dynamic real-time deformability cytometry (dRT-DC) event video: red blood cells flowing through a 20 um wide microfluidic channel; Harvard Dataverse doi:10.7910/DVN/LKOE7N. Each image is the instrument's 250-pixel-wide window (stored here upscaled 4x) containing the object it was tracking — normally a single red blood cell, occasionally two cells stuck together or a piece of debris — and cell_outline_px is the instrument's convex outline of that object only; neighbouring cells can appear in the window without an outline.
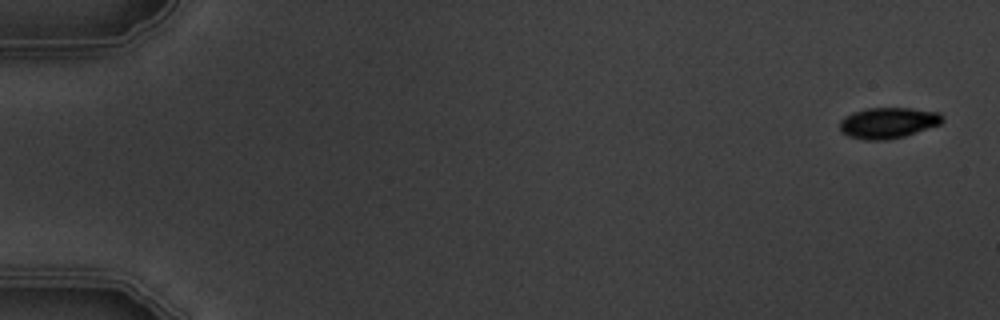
{"species": "common noctule bat (a hibernating species)", "species_latin": "Nyctalus noctula", "temperature_condition": "warm", "stored_images_in_passage": 6, "camera_frame_rate_fps": 3000, "um_per_image_px": 0.085, "animal": {"sex": "male", "body_mass_g": 19.5, "forearm_length_mm": 54.6}, "frame": {"image": 1, "passage_image": 1, "time_ms": 0.0, "image_size_px": [1000, 320], "cell_outline_px": [[944, 120], [940, 124], [904, 136], [884, 140], [864, 140], [848, 136], [840, 132], [840, 120], [844, 116], [852, 112], [868, 108], [912, 108], [940, 112], [944, 116]], "centroid_in_image_um": [75.47, 10.43], "position_along_channel_um": 9.5, "area_um2": 18.61}}
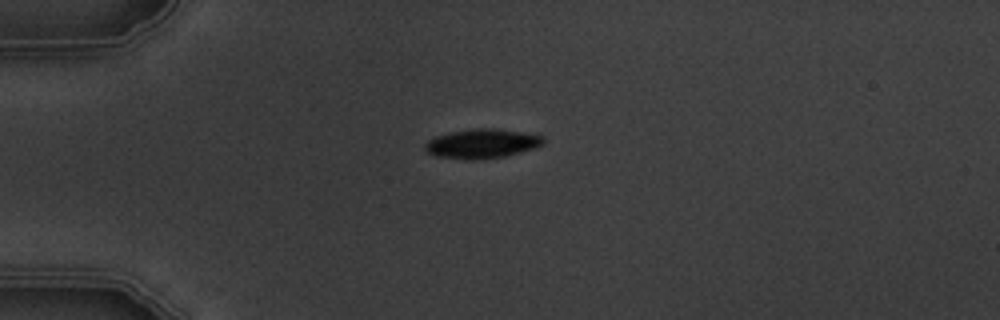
{"frame": {"image": 2, "passage_image": 4, "time_ms": 4.333, "image_size_px": [1000, 320], "cell_outline_px": [[544, 144], [520, 152], [504, 156], [480, 160], [468, 160], [436, 156], [428, 152], [424, 148], [424, 144], [428, 140], [436, 136], [452, 132], [480, 128], [496, 128], [520, 132], [540, 136], [544, 140]], "centroid_in_image_um": [40.92, 12.22], "position_along_channel_um": 44.1, "area_um2": 19.94}}
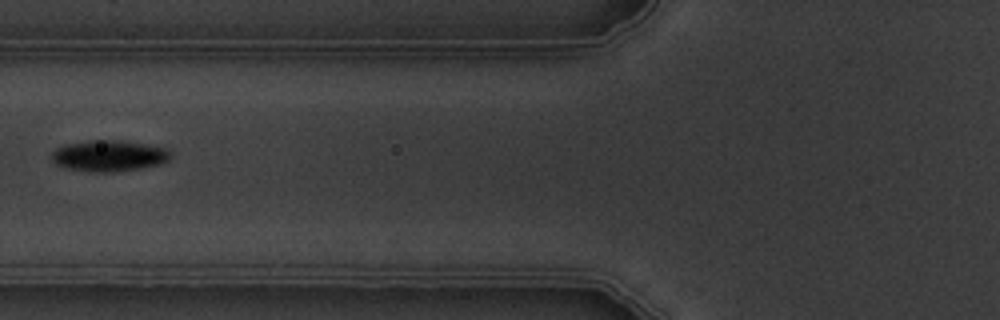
{"frame": {"image": 3, "passage_image": 6, "time_ms": 7.0, "image_size_px": [1000, 320], "cell_outline_px": [[172, 156], [168, 160], [160, 164], [140, 168], [112, 172], [92, 172], [64, 168], [56, 164], [52, 160], [52, 152], [56, 148], [64, 144], [88, 140], [120, 140], [168, 148], [172, 152]], "centroid_in_image_um": [9.25, 13.24], "position_along_channel_um": 116.5, "area_um2": 21.79}}